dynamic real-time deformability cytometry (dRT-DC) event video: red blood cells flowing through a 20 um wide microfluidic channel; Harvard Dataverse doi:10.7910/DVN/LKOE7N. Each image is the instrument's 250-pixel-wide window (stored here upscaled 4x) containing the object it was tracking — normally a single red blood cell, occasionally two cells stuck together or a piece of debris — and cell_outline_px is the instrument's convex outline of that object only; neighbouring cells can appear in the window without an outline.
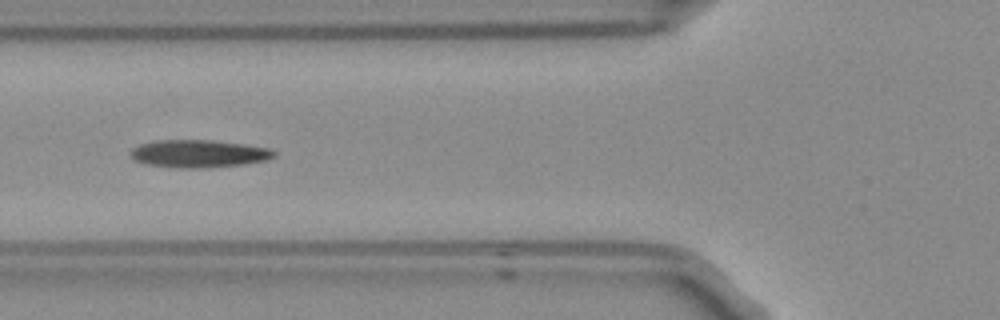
{"species": "Egyptian fruit bat (a non-hibernating species)", "species_latin": "Rousettus aegyptiacus", "temperature_condition": "room temperature", "stored_images_in_passage": 8, "camera_frame_rate_fps": 3000, "um_per_image_px": 0.085, "frame": {"image": 1, "passage_image": 5, "time_ms": 1.333, "image_size_px": [1000, 320], "cell_outline_px": [[276, 156], [268, 160], [244, 164], [208, 168], [168, 168], [148, 164], [136, 160], [128, 152], [132, 148], [140, 144], [152, 140], [212, 140], [268, 148], [276, 152]], "centroid_in_image_um": [16.87, 13.07], "position_along_channel_um": 108.9, "area_um2": 23.29}}
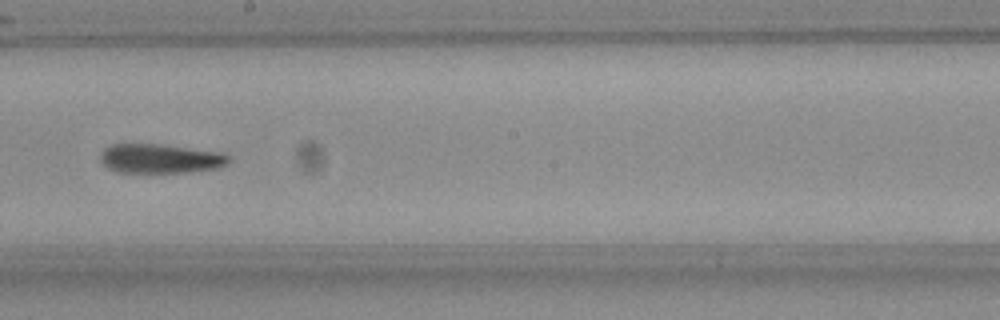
{"frame": {"image": 2, "passage_image": 8, "time_ms": 2.333, "image_size_px": [1000, 320], "cell_outline_px": [[232, 160], [228, 164], [216, 168], [180, 172], [120, 172], [108, 168], [104, 164], [100, 156], [104, 148], [112, 144], [160, 144], [220, 152], [228, 156]], "centroid_in_image_um": [13.63, 13.47], "position_along_channel_um": 234.6, "area_um2": 21.62}}